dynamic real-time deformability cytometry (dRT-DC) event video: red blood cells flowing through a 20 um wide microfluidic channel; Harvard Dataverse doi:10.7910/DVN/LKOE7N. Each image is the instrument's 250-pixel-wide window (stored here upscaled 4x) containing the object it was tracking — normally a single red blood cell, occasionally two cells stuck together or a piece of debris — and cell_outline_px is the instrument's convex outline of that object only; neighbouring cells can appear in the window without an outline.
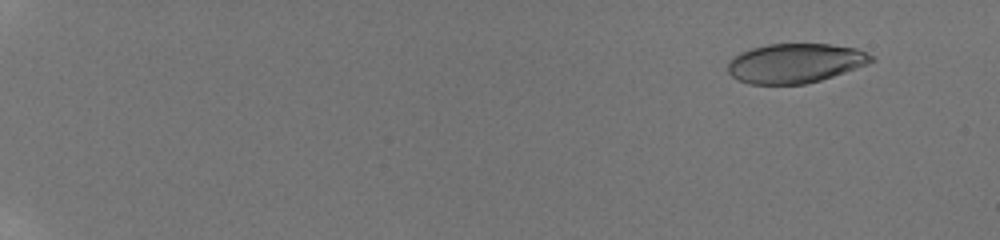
{"species": "human", "species_latin": "Homo sapiens", "temperature_condition": "room temperature", "stored_images_in_passage": 58, "camera_frame_rate_fps": 3000, "um_per_image_px": 0.085, "donor": {"sex": "male"}, "frame": {"image": 1, "passage_image": 6, "time_ms": 1.667, "image_size_px": [1000, 240], "cell_outline_px": [[876, 60], [868, 64], [820, 80], [804, 84], [748, 84], [736, 80], [728, 72], [728, 60], [732, 56], [740, 52], [752, 48], [768, 44], [832, 44], [856, 48], [872, 56]], "centroid_in_image_um": [67.55, 5.37], "position_along_channel_um": 17.5, "area_um2": 33.06}}
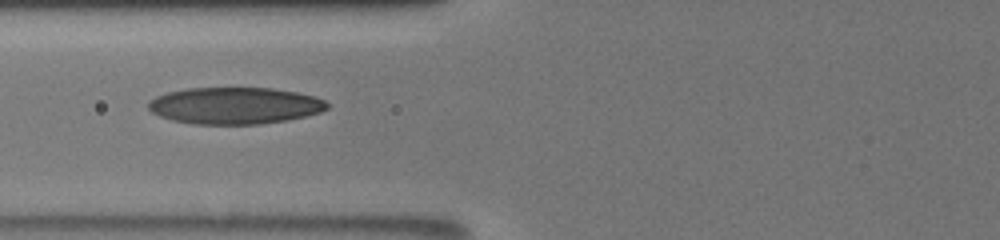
{"frame": {"image": 2, "passage_image": 28, "time_ms": 9.0, "image_size_px": [1000, 240], "cell_outline_px": [[328, 108], [320, 112], [304, 116], [284, 120], [260, 124], [192, 124], [172, 120], [160, 116], [152, 112], [148, 108], [148, 100], [156, 96], [168, 92], [188, 88], [272, 88], [296, 92], [312, 96], [324, 100], [328, 104]], "centroid_in_image_um": [19.91, 8.98], "position_along_channel_um": 105.9, "area_um2": 38.15}}
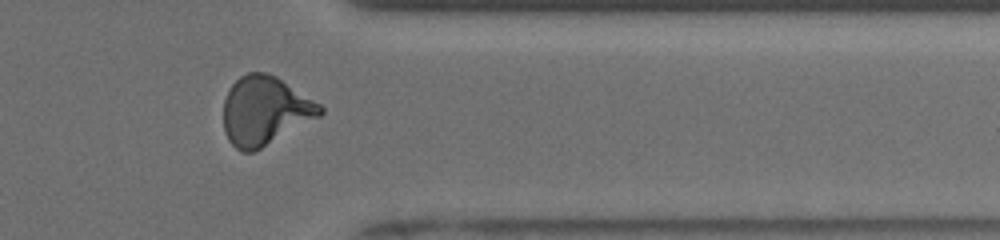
{"frame": {"image": 3, "passage_image": 50, "time_ms": 16.333, "image_size_px": [1000, 240], "cell_outline_px": [[324, 112], [320, 116], [260, 148], [252, 152], [240, 152], [228, 140], [224, 132], [224, 100], [232, 84], [240, 76], [248, 72], [264, 72], [276, 76], [320, 104], [324, 108]], "centroid_in_image_um": [22.5, 9.41], "position_along_channel_um": 388.9, "area_um2": 38.32}, "authors_computed_cell_mechanics": {"area_um2": 36.6452, "velocity_mm_per_s": 3.8921, "shape_relaxation_time_tau1_ms": 7.1883, "shape_relaxation_time_tau2_ms": 1.2582, "deformation_change_tau1": 0.2531, "deformation_change_tau2": 0.0815}}